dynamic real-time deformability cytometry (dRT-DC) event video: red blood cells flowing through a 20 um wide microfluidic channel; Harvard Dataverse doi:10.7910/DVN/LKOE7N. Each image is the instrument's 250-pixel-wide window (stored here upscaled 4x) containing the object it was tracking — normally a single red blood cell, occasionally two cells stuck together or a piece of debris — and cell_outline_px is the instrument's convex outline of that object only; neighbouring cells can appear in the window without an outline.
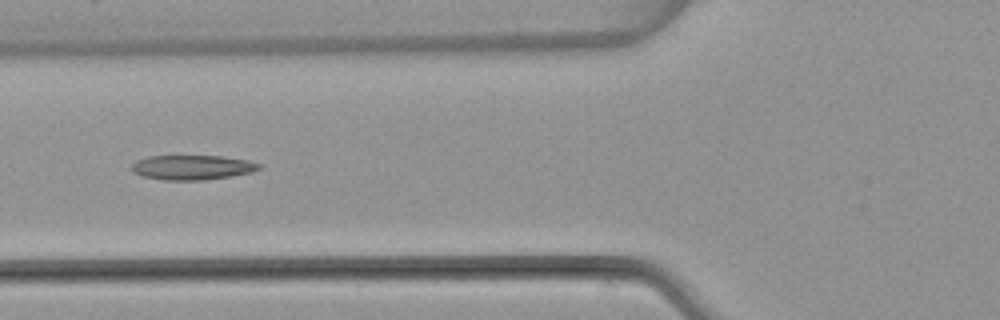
{"species": "common noctule bat (a hibernating species)", "species_latin": "Nyctalus noctula", "temperature_condition": "warm", "stored_images_in_passage": 5, "camera_frame_rate_fps": 3000, "um_per_image_px": 0.085, "animal": {"sex": "female", "body_mass_g": 22.7, "forearm_length_mm": 54.2}, "frame": {"image": 1, "passage_image": 5, "time_ms": 4.667, "image_size_px": [1000, 320], "cell_outline_px": [[264, 164], [260, 168], [252, 172], [232, 176], [204, 180], [164, 180], [140, 176], [132, 172], [132, 164], [136, 160], [148, 156], [220, 156], [248, 160]], "centroid_in_image_um": [16.34, 14.23], "position_along_channel_um": 109.5, "area_um2": 18.5}}